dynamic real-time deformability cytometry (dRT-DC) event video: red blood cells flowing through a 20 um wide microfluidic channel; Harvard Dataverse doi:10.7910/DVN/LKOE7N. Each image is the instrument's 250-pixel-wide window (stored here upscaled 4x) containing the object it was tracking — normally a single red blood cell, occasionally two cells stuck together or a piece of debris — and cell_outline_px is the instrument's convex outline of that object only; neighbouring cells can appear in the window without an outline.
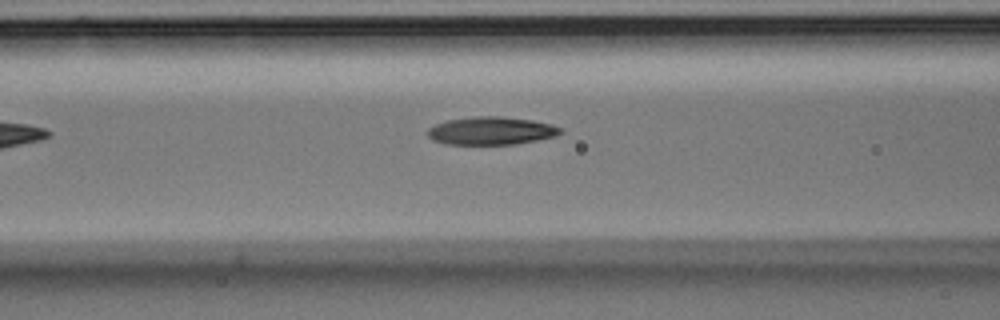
{"species": "Egyptian fruit bat (a non-hibernating species)", "species_latin": "Rousettus aegyptiacus", "temperature_condition": "room temperature", "stored_images_in_passage": 4, "camera_frame_rate_fps": 3000, "um_per_image_px": 0.085, "animal": {"sex": "male"}, "frame": {"image": 1, "passage_image": 4, "time_ms": 1.0, "image_size_px": [1000, 320], "cell_outline_px": [[564, 132], [556, 136], [516, 144], [444, 144], [432, 140], [428, 136], [428, 128], [436, 124], [448, 120], [472, 116], [500, 116], [532, 120], [552, 124], [564, 128]], "centroid_in_image_um": [41.78, 11.11], "position_along_channel_um": 124.8, "area_um2": 21.79}}